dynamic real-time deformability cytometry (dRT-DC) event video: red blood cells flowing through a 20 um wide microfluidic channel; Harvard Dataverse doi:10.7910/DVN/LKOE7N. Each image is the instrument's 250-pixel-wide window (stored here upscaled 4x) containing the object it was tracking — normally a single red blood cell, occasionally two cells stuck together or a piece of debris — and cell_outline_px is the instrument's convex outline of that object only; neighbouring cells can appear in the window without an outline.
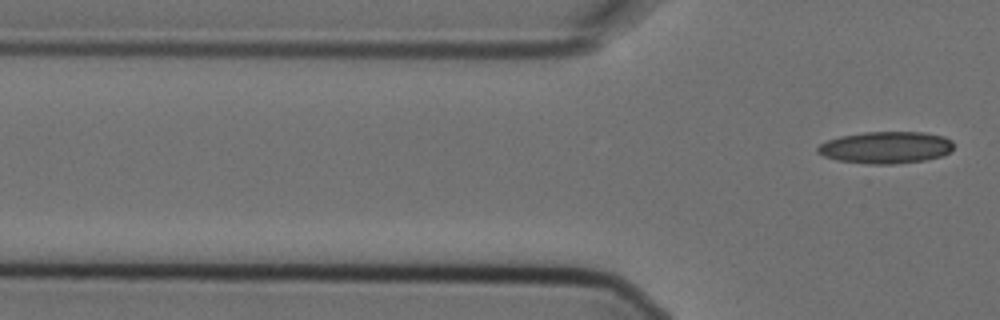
{"species": "Egyptian fruit bat (a non-hibernating species)", "species_latin": "Rousettus aegyptiacus", "temperature_condition": "cold", "stored_images_in_passage": 6, "segment_of_instrument_passage": [2, 2], "camera_frame_rate_fps": 3000, "um_per_image_px": 0.085, "animal": {"sex": "female"}, "frame": {"image": 1, "passage_image": 6, "time_ms": 1.667, "image_size_px": [1000, 320], "cell_outline_px": [[952, 148], [948, 152], [940, 156], [924, 160], [892, 164], [868, 164], [836, 160], [824, 156], [816, 152], [816, 148], [820, 144], [828, 140], [840, 136], [864, 132], [924, 132], [944, 136], [952, 140]], "centroid_in_image_um": [75.26, 12.53], "position_along_channel_um": 50.5, "area_um2": 25.26}}